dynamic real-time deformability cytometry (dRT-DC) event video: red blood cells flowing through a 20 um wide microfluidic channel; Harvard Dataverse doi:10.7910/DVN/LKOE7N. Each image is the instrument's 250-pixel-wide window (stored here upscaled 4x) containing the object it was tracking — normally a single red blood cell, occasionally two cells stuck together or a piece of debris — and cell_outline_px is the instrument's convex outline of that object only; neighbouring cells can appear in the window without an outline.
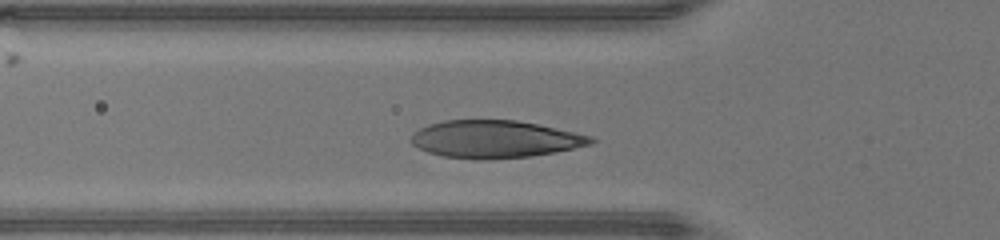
{"species": "human", "species_latin": "Homo sapiens", "temperature_condition": "warm", "stored_images_in_passage": 30, "camera_frame_rate_fps": 3000, "um_per_image_px": 0.085, "donor": {"sex": "male"}, "frame": {"image": 1, "passage_image": 8, "time_ms": 2.333, "image_size_px": [1000, 240], "cell_outline_px": [[596, 140], [592, 144], [556, 152], [532, 156], [488, 160], [480, 160], [444, 156], [428, 152], [412, 144], [408, 140], [412, 132], [428, 124], [444, 120], [516, 120], [536, 124], [592, 136]], "centroid_in_image_um": [42.04, 11.83], "position_along_channel_um": 83.8, "area_um2": 39.42}}
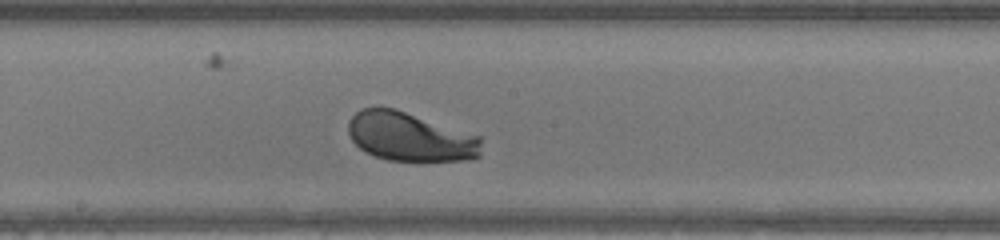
{"frame": {"image": 2, "passage_image": 17, "time_ms": 5.333, "image_size_px": [1000, 240], "cell_outline_px": [[480, 156], [468, 160], [388, 160], [364, 152], [352, 140], [348, 132], [348, 120], [360, 108], [396, 108], [480, 136]], "centroid_in_image_um": [34.83, 11.62], "position_along_channel_um": 213.4, "area_um2": 37.8}}
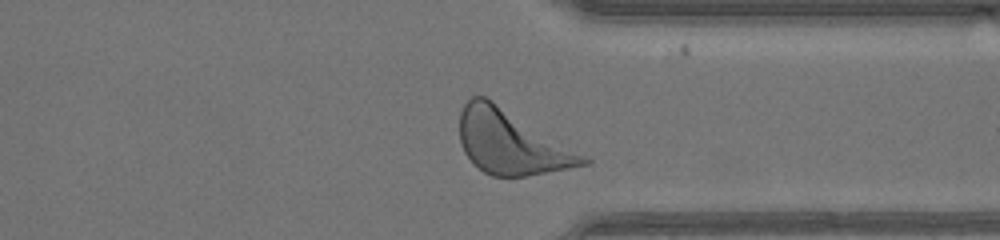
{"frame": {"image": 3, "passage_image": 28, "time_ms": 9.0, "image_size_px": [1000, 240], "cell_outline_px": [[592, 160], [588, 164], [568, 168], [524, 176], [492, 176], [484, 172], [472, 164], [464, 152], [460, 144], [460, 112], [464, 104], [472, 96], [484, 96], [492, 100], [588, 156]], "centroid_in_image_um": [43.45, 12.1], "position_along_channel_um": 368.0, "area_um2": 45.84}, "authors_computed_cell_mechanics": {"area_um2": 38.8416, "velocity_mm_per_s": 4.2876, "shape_relaxation_time_tau1_ms": 1.8052, "shape_relaxation_time_tau2_ms": null, "deformation_change_tau1": 0.1609, "deformation_change_tau2": null}}